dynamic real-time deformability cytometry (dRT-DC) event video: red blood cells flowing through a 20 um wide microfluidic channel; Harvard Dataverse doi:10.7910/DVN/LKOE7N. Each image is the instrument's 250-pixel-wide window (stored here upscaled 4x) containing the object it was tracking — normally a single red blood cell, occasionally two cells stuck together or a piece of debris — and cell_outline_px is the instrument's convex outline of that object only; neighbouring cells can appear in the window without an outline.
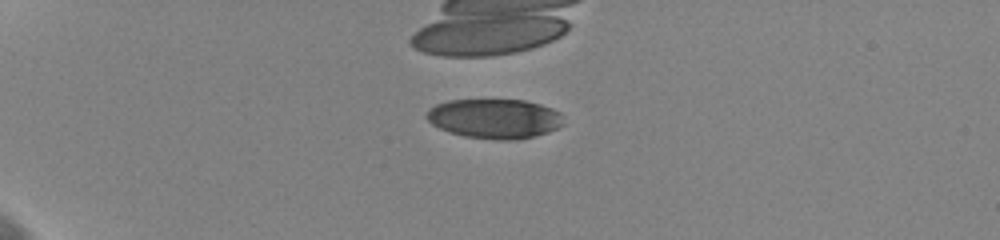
{"species": "human", "species_latin": "Homo sapiens", "temperature_condition": "cold", "stored_images_in_passage": 5, "camera_frame_rate_fps": 3000, "um_per_image_px": 0.085, "donor": {"sex": "female"}, "frame": {"image": 1, "passage_image": 1, "time_ms": 0.0, "image_size_px": [1000, 240], "cell_outline_px": [[564, 124], [548, 132], [516, 140], [500, 140], [464, 136], [448, 132], [432, 124], [424, 116], [428, 108], [436, 104], [448, 100], [524, 100], [540, 104], [552, 108], [560, 112]], "centroid_in_image_um": [42.01, 10.08], "position_along_channel_um": 43.0, "area_um2": 31.67}}